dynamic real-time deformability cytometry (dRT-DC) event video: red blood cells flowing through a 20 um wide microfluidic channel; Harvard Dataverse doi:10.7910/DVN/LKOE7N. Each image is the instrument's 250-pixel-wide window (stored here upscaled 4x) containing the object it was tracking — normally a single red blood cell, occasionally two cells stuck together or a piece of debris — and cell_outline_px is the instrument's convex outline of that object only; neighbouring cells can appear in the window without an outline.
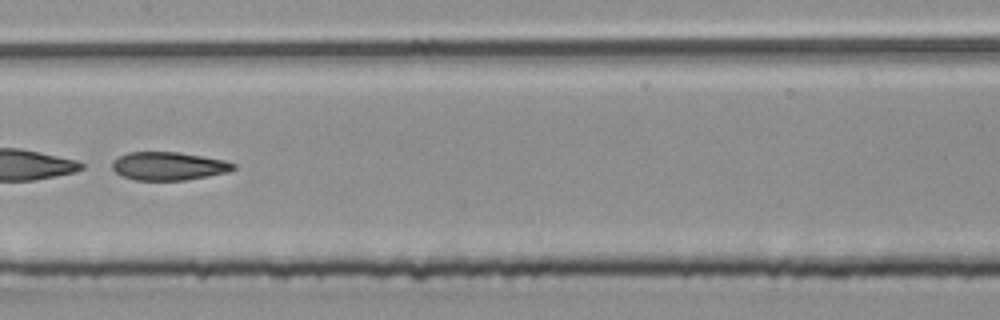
{"species": "common noctule bat (a hibernating species)", "species_latin": "Nyctalus noctula", "temperature_condition": "room temperature", "stored_images_in_passage": 51, "segment_of_instrument_passage": [2, 2], "camera_frame_rate_fps": 3000, "um_per_image_px": 0.085, "animal": {"sex": "male", "body_mass_g": 20.4}, "frame": {"image": 1, "passage_image": 27, "time_ms": 8.667, "image_size_px": [1000, 320], "cell_outline_px": [[236, 168], [228, 172], [208, 176], [184, 180], [136, 180], [124, 176], [116, 172], [112, 168], [112, 160], [128, 152], [176, 152], [224, 160], [236, 164]], "centroid_in_image_um": [14.33, 14.11], "position_along_channel_um": 193.1, "area_um2": 19.77}}
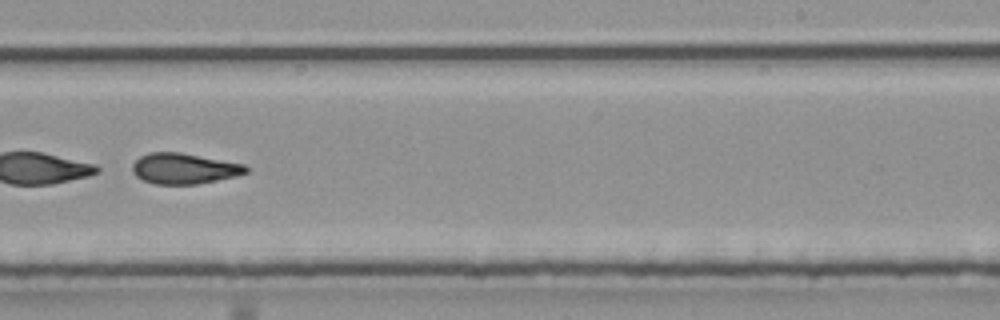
{"frame": {"image": 2, "passage_image": 33, "time_ms": 10.667, "image_size_px": [1000, 320], "cell_outline_px": [[248, 172], [236, 176], [196, 184], [156, 184], [144, 180], [136, 176], [132, 172], [132, 164], [140, 156], [148, 152], [180, 152], [244, 164], [248, 168]], "centroid_in_image_um": [15.63, 14.32], "position_along_channel_um": 273.4, "area_um2": 20.23}}